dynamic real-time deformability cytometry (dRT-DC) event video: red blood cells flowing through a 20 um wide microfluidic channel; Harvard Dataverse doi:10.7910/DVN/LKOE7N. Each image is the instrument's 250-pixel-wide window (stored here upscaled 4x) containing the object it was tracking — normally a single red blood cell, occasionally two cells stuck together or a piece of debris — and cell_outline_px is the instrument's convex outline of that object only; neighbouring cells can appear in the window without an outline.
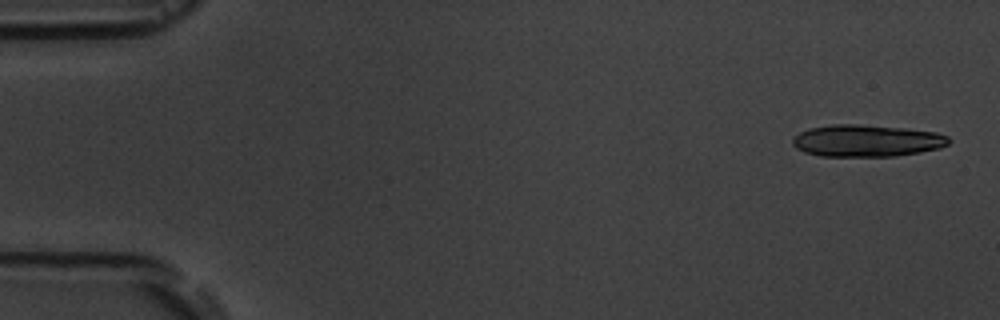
{"species": "common noctule bat (a hibernating species)", "species_latin": "Nyctalus noctula", "temperature_condition": "room temperature", "stored_images_in_passage": 4, "camera_frame_rate_fps": 3000, "um_per_image_px": 0.085, "animal": {"sex": "male", "body_mass_g": 19.5, "forearm_length_mm": 54.6}, "frame": {"image": 1, "passage_image": 1, "time_ms": 0.0, "image_size_px": [1000, 320], "cell_outline_px": [[952, 140], [948, 144], [940, 148], [920, 152], [896, 156], [820, 156], [804, 152], [796, 148], [792, 144], [792, 140], [800, 132], [808, 128], [832, 124], [856, 124], [904, 128], [936, 132], [948, 136]], "centroid_in_image_um": [73.67, 11.96], "position_along_channel_um": 11.3, "area_um2": 29.19}}